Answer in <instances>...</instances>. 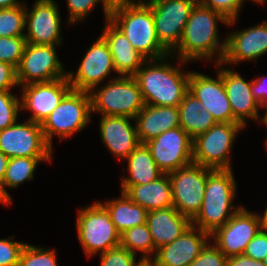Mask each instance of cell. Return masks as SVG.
Returning <instances> with one entry per match:
<instances>
[{
  "label": "cell",
  "mask_w": 267,
  "mask_h": 266,
  "mask_svg": "<svg viewBox=\"0 0 267 266\" xmlns=\"http://www.w3.org/2000/svg\"><path fill=\"white\" fill-rule=\"evenodd\" d=\"M52 146L46 141L41 124L17 121L0 131V151L8 158L51 157Z\"/></svg>",
  "instance_id": "obj_12"
},
{
  "label": "cell",
  "mask_w": 267,
  "mask_h": 266,
  "mask_svg": "<svg viewBox=\"0 0 267 266\" xmlns=\"http://www.w3.org/2000/svg\"><path fill=\"white\" fill-rule=\"evenodd\" d=\"M51 157H13L9 158L8 165L1 182L4 193L11 199L10 194L5 189L16 188L18 185L27 180H33L34 172L39 164L43 161H51Z\"/></svg>",
  "instance_id": "obj_30"
},
{
  "label": "cell",
  "mask_w": 267,
  "mask_h": 266,
  "mask_svg": "<svg viewBox=\"0 0 267 266\" xmlns=\"http://www.w3.org/2000/svg\"><path fill=\"white\" fill-rule=\"evenodd\" d=\"M13 238L15 237L0 239V266H18L20 254L26 244L10 240Z\"/></svg>",
  "instance_id": "obj_39"
},
{
  "label": "cell",
  "mask_w": 267,
  "mask_h": 266,
  "mask_svg": "<svg viewBox=\"0 0 267 266\" xmlns=\"http://www.w3.org/2000/svg\"><path fill=\"white\" fill-rule=\"evenodd\" d=\"M189 266H227V257L215 245L207 243Z\"/></svg>",
  "instance_id": "obj_40"
},
{
  "label": "cell",
  "mask_w": 267,
  "mask_h": 266,
  "mask_svg": "<svg viewBox=\"0 0 267 266\" xmlns=\"http://www.w3.org/2000/svg\"><path fill=\"white\" fill-rule=\"evenodd\" d=\"M78 212V240L87 257L120 246L121 234L111 221L109 211L100 201Z\"/></svg>",
  "instance_id": "obj_6"
},
{
  "label": "cell",
  "mask_w": 267,
  "mask_h": 266,
  "mask_svg": "<svg viewBox=\"0 0 267 266\" xmlns=\"http://www.w3.org/2000/svg\"><path fill=\"white\" fill-rule=\"evenodd\" d=\"M263 263L267 266V255H266V257L264 258Z\"/></svg>",
  "instance_id": "obj_52"
},
{
  "label": "cell",
  "mask_w": 267,
  "mask_h": 266,
  "mask_svg": "<svg viewBox=\"0 0 267 266\" xmlns=\"http://www.w3.org/2000/svg\"><path fill=\"white\" fill-rule=\"evenodd\" d=\"M125 160L130 176L122 178V186L147 184L163 174L145 143H140Z\"/></svg>",
  "instance_id": "obj_28"
},
{
  "label": "cell",
  "mask_w": 267,
  "mask_h": 266,
  "mask_svg": "<svg viewBox=\"0 0 267 266\" xmlns=\"http://www.w3.org/2000/svg\"><path fill=\"white\" fill-rule=\"evenodd\" d=\"M121 193L120 198L102 203L120 234L134 226L145 224L148 214L145 208L135 204L124 192Z\"/></svg>",
  "instance_id": "obj_29"
},
{
  "label": "cell",
  "mask_w": 267,
  "mask_h": 266,
  "mask_svg": "<svg viewBox=\"0 0 267 266\" xmlns=\"http://www.w3.org/2000/svg\"><path fill=\"white\" fill-rule=\"evenodd\" d=\"M215 64L221 68L216 73L217 79L191 71L189 92L201 102L203 108H206L212 114L216 123H239L233 116L223 84L222 63Z\"/></svg>",
  "instance_id": "obj_16"
},
{
  "label": "cell",
  "mask_w": 267,
  "mask_h": 266,
  "mask_svg": "<svg viewBox=\"0 0 267 266\" xmlns=\"http://www.w3.org/2000/svg\"><path fill=\"white\" fill-rule=\"evenodd\" d=\"M69 10L68 23L83 21L89 12L100 2L102 3L105 20L109 19L110 12L107 10L104 0H66Z\"/></svg>",
  "instance_id": "obj_37"
},
{
  "label": "cell",
  "mask_w": 267,
  "mask_h": 266,
  "mask_svg": "<svg viewBox=\"0 0 267 266\" xmlns=\"http://www.w3.org/2000/svg\"><path fill=\"white\" fill-rule=\"evenodd\" d=\"M179 122L192 139L216 124L212 114L189 91L179 104Z\"/></svg>",
  "instance_id": "obj_27"
},
{
  "label": "cell",
  "mask_w": 267,
  "mask_h": 266,
  "mask_svg": "<svg viewBox=\"0 0 267 266\" xmlns=\"http://www.w3.org/2000/svg\"><path fill=\"white\" fill-rule=\"evenodd\" d=\"M16 68L9 63L0 61V91H10L17 87Z\"/></svg>",
  "instance_id": "obj_42"
},
{
  "label": "cell",
  "mask_w": 267,
  "mask_h": 266,
  "mask_svg": "<svg viewBox=\"0 0 267 266\" xmlns=\"http://www.w3.org/2000/svg\"><path fill=\"white\" fill-rule=\"evenodd\" d=\"M167 58L175 57L170 54L160 59L146 60L134 75L145 104L179 107L189 91L191 71L182 72L177 65L166 63Z\"/></svg>",
  "instance_id": "obj_2"
},
{
  "label": "cell",
  "mask_w": 267,
  "mask_h": 266,
  "mask_svg": "<svg viewBox=\"0 0 267 266\" xmlns=\"http://www.w3.org/2000/svg\"><path fill=\"white\" fill-rule=\"evenodd\" d=\"M227 266H266L263 261L255 260L244 254L228 257Z\"/></svg>",
  "instance_id": "obj_44"
},
{
  "label": "cell",
  "mask_w": 267,
  "mask_h": 266,
  "mask_svg": "<svg viewBox=\"0 0 267 266\" xmlns=\"http://www.w3.org/2000/svg\"><path fill=\"white\" fill-rule=\"evenodd\" d=\"M11 202H12V199L6 196V194L3 191L1 182H0V203L10 204Z\"/></svg>",
  "instance_id": "obj_48"
},
{
  "label": "cell",
  "mask_w": 267,
  "mask_h": 266,
  "mask_svg": "<svg viewBox=\"0 0 267 266\" xmlns=\"http://www.w3.org/2000/svg\"><path fill=\"white\" fill-rule=\"evenodd\" d=\"M222 79L234 118L244 128L248 119L260 120V105L251 92V81L247 82L240 74L223 67Z\"/></svg>",
  "instance_id": "obj_22"
},
{
  "label": "cell",
  "mask_w": 267,
  "mask_h": 266,
  "mask_svg": "<svg viewBox=\"0 0 267 266\" xmlns=\"http://www.w3.org/2000/svg\"><path fill=\"white\" fill-rule=\"evenodd\" d=\"M55 49L56 45L26 43L16 68L18 85L49 82L67 77V72L58 59Z\"/></svg>",
  "instance_id": "obj_10"
},
{
  "label": "cell",
  "mask_w": 267,
  "mask_h": 266,
  "mask_svg": "<svg viewBox=\"0 0 267 266\" xmlns=\"http://www.w3.org/2000/svg\"><path fill=\"white\" fill-rule=\"evenodd\" d=\"M115 70L112 54L105 39L100 36L87 50L77 73L67 72V79L74 90H96ZM109 75V76H108Z\"/></svg>",
  "instance_id": "obj_15"
},
{
  "label": "cell",
  "mask_w": 267,
  "mask_h": 266,
  "mask_svg": "<svg viewBox=\"0 0 267 266\" xmlns=\"http://www.w3.org/2000/svg\"><path fill=\"white\" fill-rule=\"evenodd\" d=\"M154 242V252L161 246L173 242L188 229L191 220L175 207L149 211L146 221Z\"/></svg>",
  "instance_id": "obj_23"
},
{
  "label": "cell",
  "mask_w": 267,
  "mask_h": 266,
  "mask_svg": "<svg viewBox=\"0 0 267 266\" xmlns=\"http://www.w3.org/2000/svg\"><path fill=\"white\" fill-rule=\"evenodd\" d=\"M9 158L0 151V182H2Z\"/></svg>",
  "instance_id": "obj_46"
},
{
  "label": "cell",
  "mask_w": 267,
  "mask_h": 266,
  "mask_svg": "<svg viewBox=\"0 0 267 266\" xmlns=\"http://www.w3.org/2000/svg\"><path fill=\"white\" fill-rule=\"evenodd\" d=\"M218 22L228 25L229 20L222 14L197 2L190 12L178 46L170 54L176 55L177 53L180 65L200 59L211 61L217 55L215 63L222 62L226 49V38L220 42Z\"/></svg>",
  "instance_id": "obj_1"
},
{
  "label": "cell",
  "mask_w": 267,
  "mask_h": 266,
  "mask_svg": "<svg viewBox=\"0 0 267 266\" xmlns=\"http://www.w3.org/2000/svg\"><path fill=\"white\" fill-rule=\"evenodd\" d=\"M92 113L102 116H126L135 119L144 108L139 84L134 76H119L106 86L91 90Z\"/></svg>",
  "instance_id": "obj_5"
},
{
  "label": "cell",
  "mask_w": 267,
  "mask_h": 266,
  "mask_svg": "<svg viewBox=\"0 0 267 266\" xmlns=\"http://www.w3.org/2000/svg\"><path fill=\"white\" fill-rule=\"evenodd\" d=\"M244 255L255 260L263 261L267 255V230L261 229L259 233L248 243Z\"/></svg>",
  "instance_id": "obj_41"
},
{
  "label": "cell",
  "mask_w": 267,
  "mask_h": 266,
  "mask_svg": "<svg viewBox=\"0 0 267 266\" xmlns=\"http://www.w3.org/2000/svg\"><path fill=\"white\" fill-rule=\"evenodd\" d=\"M23 4L24 3H22L21 1L19 2L18 0H0V9L12 8Z\"/></svg>",
  "instance_id": "obj_47"
},
{
  "label": "cell",
  "mask_w": 267,
  "mask_h": 266,
  "mask_svg": "<svg viewBox=\"0 0 267 266\" xmlns=\"http://www.w3.org/2000/svg\"><path fill=\"white\" fill-rule=\"evenodd\" d=\"M134 120L140 143H146L169 129L180 127L179 107L145 104Z\"/></svg>",
  "instance_id": "obj_25"
},
{
  "label": "cell",
  "mask_w": 267,
  "mask_h": 266,
  "mask_svg": "<svg viewBox=\"0 0 267 266\" xmlns=\"http://www.w3.org/2000/svg\"><path fill=\"white\" fill-rule=\"evenodd\" d=\"M240 123H216L193 139V162L209 169H232L230 153Z\"/></svg>",
  "instance_id": "obj_8"
},
{
  "label": "cell",
  "mask_w": 267,
  "mask_h": 266,
  "mask_svg": "<svg viewBox=\"0 0 267 266\" xmlns=\"http://www.w3.org/2000/svg\"><path fill=\"white\" fill-rule=\"evenodd\" d=\"M25 27V3L0 9V37L24 36Z\"/></svg>",
  "instance_id": "obj_32"
},
{
  "label": "cell",
  "mask_w": 267,
  "mask_h": 266,
  "mask_svg": "<svg viewBox=\"0 0 267 266\" xmlns=\"http://www.w3.org/2000/svg\"><path fill=\"white\" fill-rule=\"evenodd\" d=\"M260 215L241 207L223 226L217 228L211 239L214 245L228 258L244 253L248 243L262 229Z\"/></svg>",
  "instance_id": "obj_13"
},
{
  "label": "cell",
  "mask_w": 267,
  "mask_h": 266,
  "mask_svg": "<svg viewBox=\"0 0 267 266\" xmlns=\"http://www.w3.org/2000/svg\"><path fill=\"white\" fill-rule=\"evenodd\" d=\"M243 2H245L246 0H242ZM250 1H253V2H256L257 4L260 3H265L266 0H250Z\"/></svg>",
  "instance_id": "obj_51"
},
{
  "label": "cell",
  "mask_w": 267,
  "mask_h": 266,
  "mask_svg": "<svg viewBox=\"0 0 267 266\" xmlns=\"http://www.w3.org/2000/svg\"><path fill=\"white\" fill-rule=\"evenodd\" d=\"M198 0H147L154 18L159 42L171 53L179 44Z\"/></svg>",
  "instance_id": "obj_11"
},
{
  "label": "cell",
  "mask_w": 267,
  "mask_h": 266,
  "mask_svg": "<svg viewBox=\"0 0 267 266\" xmlns=\"http://www.w3.org/2000/svg\"><path fill=\"white\" fill-rule=\"evenodd\" d=\"M210 234L191 225L173 242L157 249L152 266H189L207 245Z\"/></svg>",
  "instance_id": "obj_19"
},
{
  "label": "cell",
  "mask_w": 267,
  "mask_h": 266,
  "mask_svg": "<svg viewBox=\"0 0 267 266\" xmlns=\"http://www.w3.org/2000/svg\"><path fill=\"white\" fill-rule=\"evenodd\" d=\"M26 43L24 36L0 37V61L17 68Z\"/></svg>",
  "instance_id": "obj_34"
},
{
  "label": "cell",
  "mask_w": 267,
  "mask_h": 266,
  "mask_svg": "<svg viewBox=\"0 0 267 266\" xmlns=\"http://www.w3.org/2000/svg\"><path fill=\"white\" fill-rule=\"evenodd\" d=\"M56 3L54 0H36L29 12L25 3L27 34L24 37L27 43L57 46L61 44V16Z\"/></svg>",
  "instance_id": "obj_18"
},
{
  "label": "cell",
  "mask_w": 267,
  "mask_h": 266,
  "mask_svg": "<svg viewBox=\"0 0 267 266\" xmlns=\"http://www.w3.org/2000/svg\"><path fill=\"white\" fill-rule=\"evenodd\" d=\"M101 36L109 46L113 64L119 76H134L146 59L136 51L126 36L109 20H106Z\"/></svg>",
  "instance_id": "obj_24"
},
{
  "label": "cell",
  "mask_w": 267,
  "mask_h": 266,
  "mask_svg": "<svg viewBox=\"0 0 267 266\" xmlns=\"http://www.w3.org/2000/svg\"><path fill=\"white\" fill-rule=\"evenodd\" d=\"M261 221H262V227L263 229L267 230V207L264 210V214L260 215Z\"/></svg>",
  "instance_id": "obj_49"
},
{
  "label": "cell",
  "mask_w": 267,
  "mask_h": 266,
  "mask_svg": "<svg viewBox=\"0 0 267 266\" xmlns=\"http://www.w3.org/2000/svg\"><path fill=\"white\" fill-rule=\"evenodd\" d=\"M130 120L133 118L102 116L99 125L100 137L107 150L124 161L140 144L136 123L134 126Z\"/></svg>",
  "instance_id": "obj_21"
},
{
  "label": "cell",
  "mask_w": 267,
  "mask_h": 266,
  "mask_svg": "<svg viewBox=\"0 0 267 266\" xmlns=\"http://www.w3.org/2000/svg\"><path fill=\"white\" fill-rule=\"evenodd\" d=\"M120 246L136 255L137 251L142 252L140 259L149 263L151 254L154 253V242L147 223L134 226L121 234Z\"/></svg>",
  "instance_id": "obj_31"
},
{
  "label": "cell",
  "mask_w": 267,
  "mask_h": 266,
  "mask_svg": "<svg viewBox=\"0 0 267 266\" xmlns=\"http://www.w3.org/2000/svg\"><path fill=\"white\" fill-rule=\"evenodd\" d=\"M101 266H142L145 262L136 261V255L121 246L100 254Z\"/></svg>",
  "instance_id": "obj_36"
},
{
  "label": "cell",
  "mask_w": 267,
  "mask_h": 266,
  "mask_svg": "<svg viewBox=\"0 0 267 266\" xmlns=\"http://www.w3.org/2000/svg\"><path fill=\"white\" fill-rule=\"evenodd\" d=\"M18 266H57L56 251L26 243L20 254Z\"/></svg>",
  "instance_id": "obj_33"
},
{
  "label": "cell",
  "mask_w": 267,
  "mask_h": 266,
  "mask_svg": "<svg viewBox=\"0 0 267 266\" xmlns=\"http://www.w3.org/2000/svg\"><path fill=\"white\" fill-rule=\"evenodd\" d=\"M10 91H0V131L18 120L20 99Z\"/></svg>",
  "instance_id": "obj_35"
},
{
  "label": "cell",
  "mask_w": 267,
  "mask_h": 266,
  "mask_svg": "<svg viewBox=\"0 0 267 266\" xmlns=\"http://www.w3.org/2000/svg\"><path fill=\"white\" fill-rule=\"evenodd\" d=\"M146 60L160 59L170 52L159 42L151 7L145 3L112 11L108 19Z\"/></svg>",
  "instance_id": "obj_4"
},
{
  "label": "cell",
  "mask_w": 267,
  "mask_h": 266,
  "mask_svg": "<svg viewBox=\"0 0 267 266\" xmlns=\"http://www.w3.org/2000/svg\"><path fill=\"white\" fill-rule=\"evenodd\" d=\"M264 108L267 109V105H266ZM261 118H262V119H261L262 123L265 124V126H267V110H266L264 116L261 117ZM266 146H267V140H266Z\"/></svg>",
  "instance_id": "obj_50"
},
{
  "label": "cell",
  "mask_w": 267,
  "mask_h": 266,
  "mask_svg": "<svg viewBox=\"0 0 267 266\" xmlns=\"http://www.w3.org/2000/svg\"><path fill=\"white\" fill-rule=\"evenodd\" d=\"M142 266H152L150 263H144Z\"/></svg>",
  "instance_id": "obj_53"
},
{
  "label": "cell",
  "mask_w": 267,
  "mask_h": 266,
  "mask_svg": "<svg viewBox=\"0 0 267 266\" xmlns=\"http://www.w3.org/2000/svg\"><path fill=\"white\" fill-rule=\"evenodd\" d=\"M236 187L232 169H210L203 202L198 214L191 220L192 225L209 234L223 226L242 207L234 209L232 204Z\"/></svg>",
  "instance_id": "obj_3"
},
{
  "label": "cell",
  "mask_w": 267,
  "mask_h": 266,
  "mask_svg": "<svg viewBox=\"0 0 267 266\" xmlns=\"http://www.w3.org/2000/svg\"><path fill=\"white\" fill-rule=\"evenodd\" d=\"M210 169L197 163H190L168 173L172 185L173 207L192 220L203 202Z\"/></svg>",
  "instance_id": "obj_9"
},
{
  "label": "cell",
  "mask_w": 267,
  "mask_h": 266,
  "mask_svg": "<svg viewBox=\"0 0 267 266\" xmlns=\"http://www.w3.org/2000/svg\"><path fill=\"white\" fill-rule=\"evenodd\" d=\"M198 3L222 14L229 20V26L237 21L239 11L244 4L242 0H198Z\"/></svg>",
  "instance_id": "obj_38"
},
{
  "label": "cell",
  "mask_w": 267,
  "mask_h": 266,
  "mask_svg": "<svg viewBox=\"0 0 267 266\" xmlns=\"http://www.w3.org/2000/svg\"><path fill=\"white\" fill-rule=\"evenodd\" d=\"M121 187V192L148 212L173 206L172 185L168 174H162L147 184Z\"/></svg>",
  "instance_id": "obj_26"
},
{
  "label": "cell",
  "mask_w": 267,
  "mask_h": 266,
  "mask_svg": "<svg viewBox=\"0 0 267 266\" xmlns=\"http://www.w3.org/2000/svg\"><path fill=\"white\" fill-rule=\"evenodd\" d=\"M135 1V0H134ZM133 0H104V3L106 5L107 10L111 13L114 10H117L119 8L123 7H130V6H138L145 4L146 2H143L140 0V2H134Z\"/></svg>",
  "instance_id": "obj_45"
},
{
  "label": "cell",
  "mask_w": 267,
  "mask_h": 266,
  "mask_svg": "<svg viewBox=\"0 0 267 266\" xmlns=\"http://www.w3.org/2000/svg\"><path fill=\"white\" fill-rule=\"evenodd\" d=\"M22 87L20 108L31 111L27 120L42 124L72 89L67 77L49 82L31 83Z\"/></svg>",
  "instance_id": "obj_17"
},
{
  "label": "cell",
  "mask_w": 267,
  "mask_h": 266,
  "mask_svg": "<svg viewBox=\"0 0 267 266\" xmlns=\"http://www.w3.org/2000/svg\"><path fill=\"white\" fill-rule=\"evenodd\" d=\"M193 139L176 127L150 139L145 144L163 174L176 171L193 162Z\"/></svg>",
  "instance_id": "obj_14"
},
{
  "label": "cell",
  "mask_w": 267,
  "mask_h": 266,
  "mask_svg": "<svg viewBox=\"0 0 267 266\" xmlns=\"http://www.w3.org/2000/svg\"><path fill=\"white\" fill-rule=\"evenodd\" d=\"M265 75L259 76L251 81V92L254 98L258 101L260 108L267 105V85Z\"/></svg>",
  "instance_id": "obj_43"
},
{
  "label": "cell",
  "mask_w": 267,
  "mask_h": 266,
  "mask_svg": "<svg viewBox=\"0 0 267 266\" xmlns=\"http://www.w3.org/2000/svg\"><path fill=\"white\" fill-rule=\"evenodd\" d=\"M91 113L90 93L71 89L41 124L46 141L52 146L54 135L63 139L83 130L90 121Z\"/></svg>",
  "instance_id": "obj_7"
},
{
  "label": "cell",
  "mask_w": 267,
  "mask_h": 266,
  "mask_svg": "<svg viewBox=\"0 0 267 266\" xmlns=\"http://www.w3.org/2000/svg\"><path fill=\"white\" fill-rule=\"evenodd\" d=\"M267 53V21L230 33L226 37V49L222 66L242 61H256Z\"/></svg>",
  "instance_id": "obj_20"
}]
</instances>
